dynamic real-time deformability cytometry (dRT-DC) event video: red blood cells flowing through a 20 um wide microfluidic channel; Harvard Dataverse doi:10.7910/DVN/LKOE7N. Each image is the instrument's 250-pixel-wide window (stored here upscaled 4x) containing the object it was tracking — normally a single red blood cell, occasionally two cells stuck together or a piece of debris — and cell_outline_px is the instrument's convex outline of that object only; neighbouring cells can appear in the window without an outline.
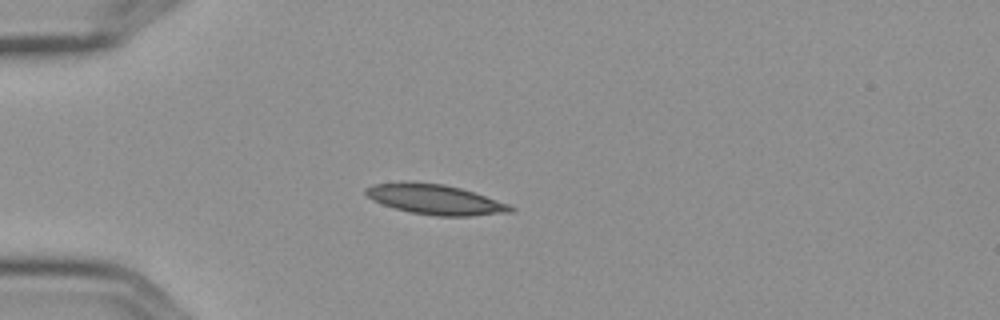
{"species": "Egyptian fruit bat (a non-hibernating species)", "species_latin": "Rousettus aegyptiacus", "temperature_condition": "cold", "stored_images_in_passage": 6, "camera_frame_rate_fps": 3000, "um_per_image_px": 0.085, "frame": {"image": 1, "passage_image": 5, "time_ms": 1.333, "image_size_px": [1000, 320], "cell_outline_px": [[516, 208], [512, 212], [468, 216], [436, 216], [412, 212], [396, 208], [384, 204], [368, 196], [364, 192], [364, 188], [376, 184], [444, 184], [460, 188], [508, 204]], "centroid_in_image_um": [37.07, 16.99], "position_along_channel_um": 47.9, "area_um2": 24.1}}